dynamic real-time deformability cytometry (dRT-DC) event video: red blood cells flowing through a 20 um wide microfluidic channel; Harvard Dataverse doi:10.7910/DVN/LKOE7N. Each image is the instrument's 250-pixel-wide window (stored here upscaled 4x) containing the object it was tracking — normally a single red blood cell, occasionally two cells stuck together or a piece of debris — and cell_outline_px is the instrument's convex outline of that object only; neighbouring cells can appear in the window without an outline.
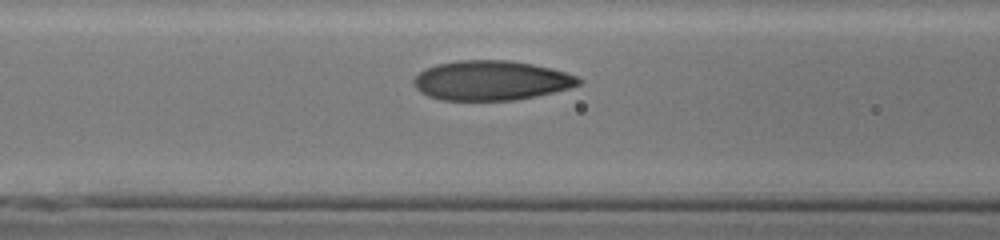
{"species": "human", "species_latin": "Homo sapiens", "temperature_condition": "cold", "stored_images_in_passage": 20, "camera_frame_rate_fps": 3000, "um_per_image_px": 0.085, "donor": {"sex": "male"}, "frame": {"image": 1, "passage_image": 5, "time_ms": 1.333, "image_size_px": [1000, 240], "cell_outline_px": [[580, 84], [568, 88], [536, 96], [512, 100], [440, 100], [428, 96], [420, 92], [412, 84], [412, 80], [420, 72], [436, 64], [460, 60], [512, 60], [552, 68], [576, 76], [580, 80]], "centroid_in_image_um": [41.71, 6.84], "position_along_channel_um": 124.9, "area_um2": 37.97}}
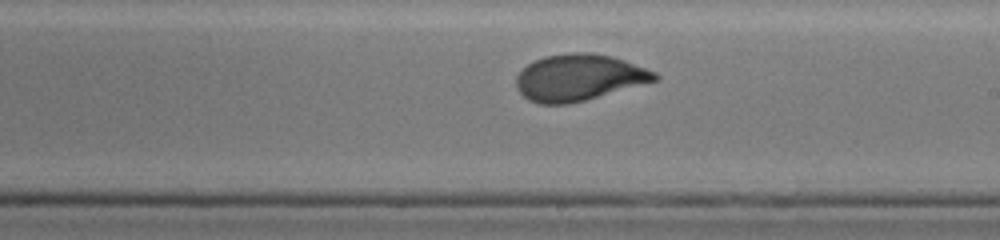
{"frame": {"image": 2, "passage_image": 14, "time_ms": 4.333, "image_size_px": [1000, 240], "cell_outline_px": [[660, 76], [656, 80], [584, 100], [568, 104], [540, 104], [528, 100], [516, 88], [516, 76], [528, 64], [544, 56], [572, 52], [584, 52], [608, 56], [624, 60], [656, 72]], "centroid_in_image_um": [49.16, 6.59], "position_along_channel_um": 239.8, "area_um2": 36.99}}
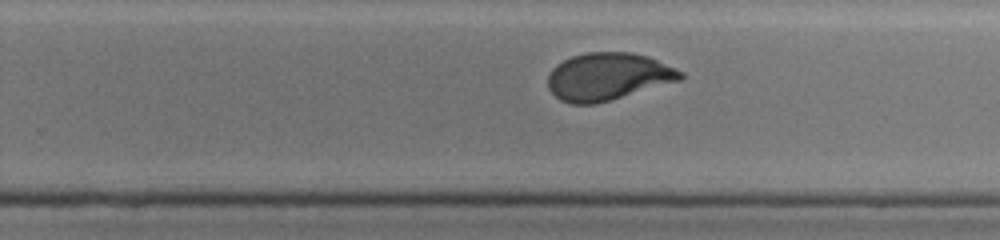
{"frame": {"image": 3, "passage_image": 17, "time_ms": 5.333, "image_size_px": [1000, 240], "cell_outline_px": [[684, 76], [680, 80], [596, 104], [572, 104], [560, 100], [548, 88], [548, 76], [552, 68], [556, 64], [572, 56], [588, 52], [632, 52], [648, 56], [684, 72]], "centroid_in_image_um": [51.66, 6.5], "position_along_channel_um": 278.1, "area_um2": 36.53}}